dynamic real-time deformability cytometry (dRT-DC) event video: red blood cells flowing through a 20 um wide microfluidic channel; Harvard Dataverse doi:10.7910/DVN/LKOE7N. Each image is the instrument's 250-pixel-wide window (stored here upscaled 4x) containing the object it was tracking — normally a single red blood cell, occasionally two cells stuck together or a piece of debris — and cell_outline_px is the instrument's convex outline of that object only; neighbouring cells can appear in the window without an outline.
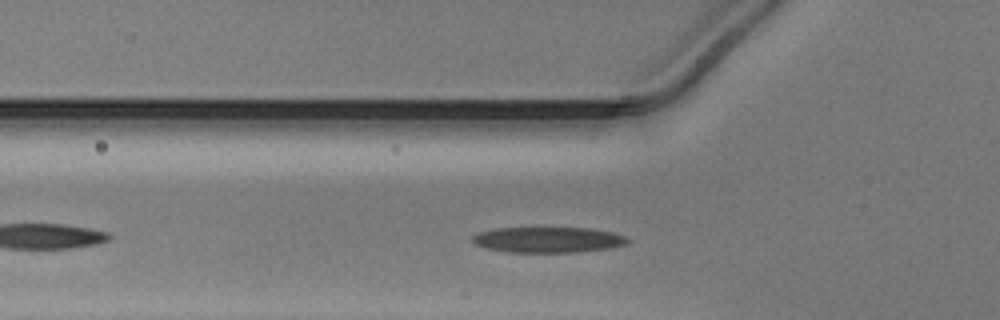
{"species": "Egyptian fruit bat (a non-hibernating species)", "species_latin": "Rousettus aegyptiacus", "temperature_condition": "warm", "stored_images_in_passage": 30, "camera_frame_rate_fps": 3000, "um_per_image_px": 0.085, "animal": {"sex": "male"}, "frame": {"image": 1, "passage_image": 6, "time_ms": 1.667, "image_size_px": [1000, 320], "cell_outline_px": [[632, 240], [628, 244], [608, 248], [580, 252], [508, 252], [484, 248], [472, 244], [472, 236], [480, 232], [496, 228], [588, 228], [612, 232], [624, 236]], "centroid_in_image_um": [46.57, 20.38], "position_along_channel_um": 79.2, "area_um2": 23.29}}
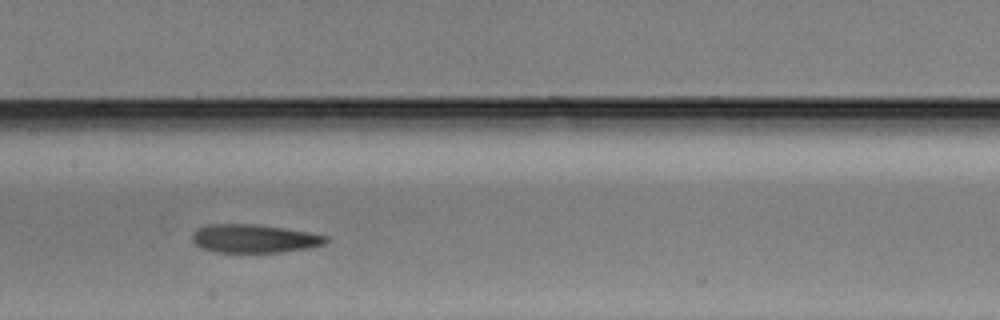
{"frame": {"image": 2, "passage_image": 14, "time_ms": 4.333, "image_size_px": [1000, 320], "cell_outline_px": [[328, 240], [324, 244], [308, 248], [280, 252], [216, 252], [200, 248], [192, 240], [192, 232], [196, 228], [208, 224], [256, 224], [284, 228], [308, 232], [328, 236]], "centroid_in_image_um": [21.57, 20.27], "position_along_channel_um": 185.8, "area_um2": 22.2}}
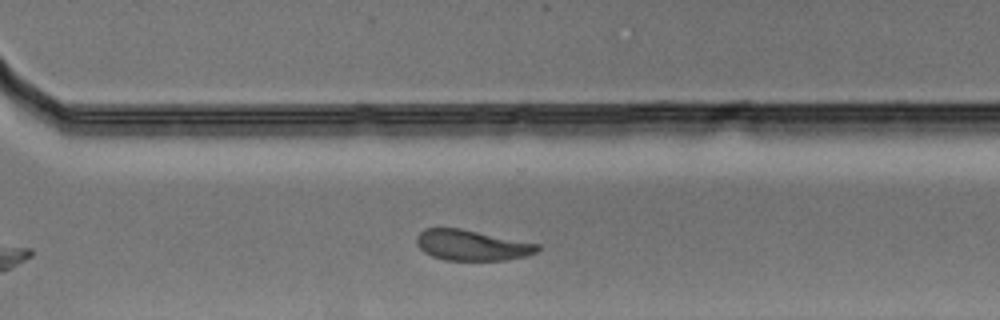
{"frame": {"image": 3, "passage_image": 25, "time_ms": 8.0, "image_size_px": [1000, 320], "cell_outline_px": [[540, 248], [536, 252], [524, 256], [504, 260], [444, 260], [432, 256], [424, 252], [420, 248], [416, 240], [416, 236], [424, 228], [460, 228], [540, 244]], "centroid_in_image_um": [40.09, 20.84], "position_along_channel_um": 330.5, "area_um2": 21.44}}